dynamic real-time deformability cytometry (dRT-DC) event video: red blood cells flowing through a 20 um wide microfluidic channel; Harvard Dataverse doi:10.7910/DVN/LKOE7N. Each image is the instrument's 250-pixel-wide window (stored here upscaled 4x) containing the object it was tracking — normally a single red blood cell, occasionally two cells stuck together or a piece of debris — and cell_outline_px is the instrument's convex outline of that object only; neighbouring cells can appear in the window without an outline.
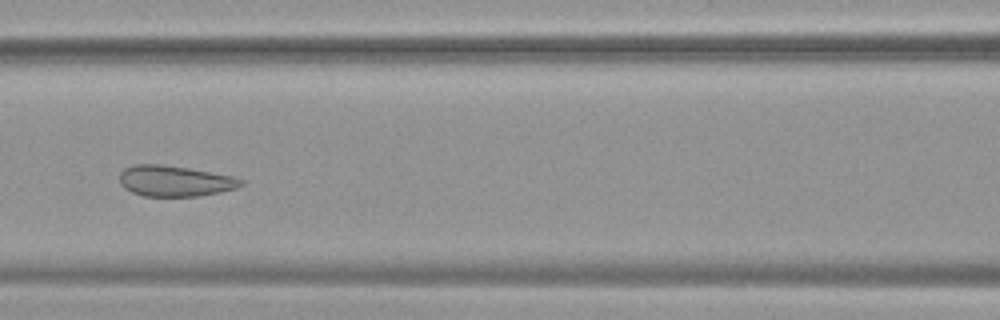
{"species": "common noctule bat (a hibernating species)", "species_latin": "Nyctalus noctula", "temperature_condition": "warm", "stored_images_in_passage": 7, "camera_frame_rate_fps": 3000, "um_per_image_px": 0.085, "animal": {"sex": "female", "body_mass_g": 19.9}, "frame": {"image": 1, "passage_image": 6, "time_ms": 1.667, "image_size_px": [1000, 320], "cell_outline_px": [[244, 184], [236, 188], [220, 192], [200, 196], [144, 196], [132, 192], [124, 188], [120, 184], [120, 172], [124, 168], [136, 164], [160, 164], [188, 168], [232, 176], [244, 180]], "centroid_in_image_um": [14.85, 15.38], "position_along_channel_um": 151.7, "area_um2": 21.79}}
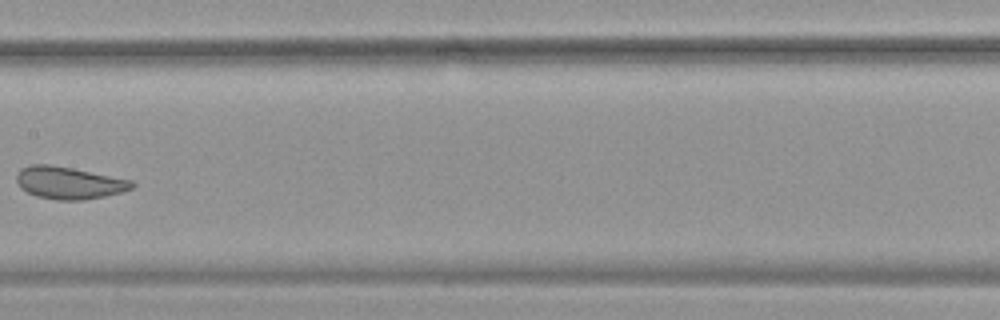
{"frame": {"image": 2, "passage_image": 7, "time_ms": 2.0, "image_size_px": [1000, 320], "cell_outline_px": [[136, 184], [132, 188], [120, 192], [104, 196], [84, 200], [56, 200], [36, 196], [20, 188], [16, 180], [16, 172], [20, 168], [32, 164], [48, 164], [72, 168], [132, 180]], "centroid_in_image_um": [5.82, 15.54], "position_along_channel_um": 201.6, "area_um2": 21.73}}